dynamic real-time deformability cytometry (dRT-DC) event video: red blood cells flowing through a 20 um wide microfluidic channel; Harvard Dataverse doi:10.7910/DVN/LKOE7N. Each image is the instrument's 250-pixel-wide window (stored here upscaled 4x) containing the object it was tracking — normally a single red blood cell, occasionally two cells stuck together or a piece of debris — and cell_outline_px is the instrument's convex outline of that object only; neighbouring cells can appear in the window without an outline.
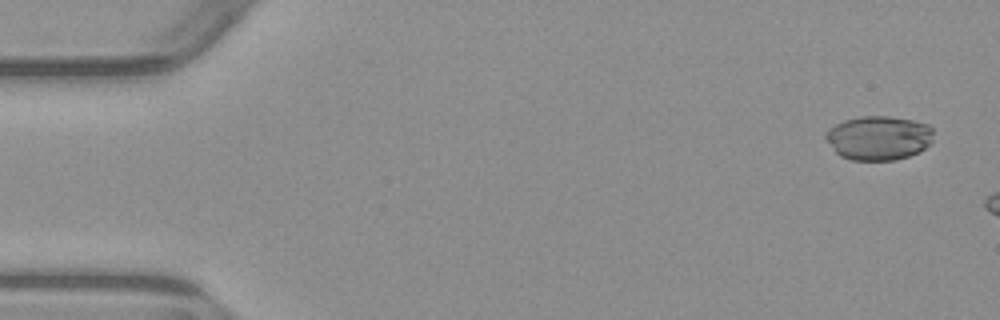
{"species": "common noctule bat (a hibernating species)", "species_latin": "Nyctalus noctula", "temperature_condition": "warm", "stored_images_in_passage": 3, "camera_frame_rate_fps": 3000, "um_per_image_px": 0.085, "animal": {"sex": "male", "body_mass_g": 23.1, "forearm_length_mm": 52.7}, "frame": {"image": 1, "passage_image": 1, "time_ms": 0.0, "image_size_px": [1000, 320], "cell_outline_px": [[932, 140], [920, 152], [896, 160], [852, 160], [840, 156], [836, 152], [824, 136], [824, 132], [828, 128], [844, 120], [860, 116], [888, 116], [912, 120], [928, 124], [932, 128]], "centroid_in_image_um": [74.67, 11.72], "position_along_channel_um": 10.3, "area_um2": 27.8}}